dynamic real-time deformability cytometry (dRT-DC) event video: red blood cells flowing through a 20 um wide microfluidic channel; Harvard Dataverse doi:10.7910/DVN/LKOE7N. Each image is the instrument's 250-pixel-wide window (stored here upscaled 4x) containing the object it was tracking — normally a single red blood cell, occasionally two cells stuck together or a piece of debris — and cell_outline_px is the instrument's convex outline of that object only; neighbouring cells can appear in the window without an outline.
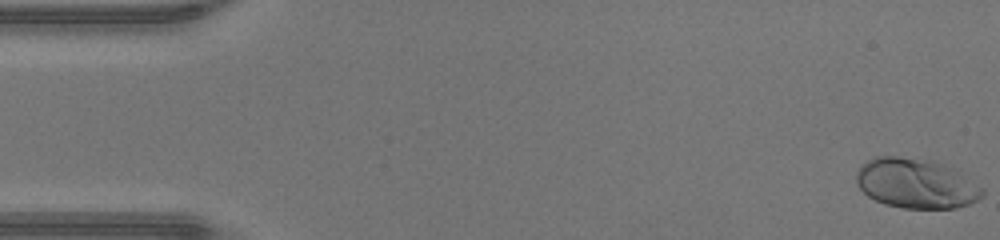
{"species": "human", "species_latin": "Homo sapiens", "temperature_condition": "warm", "stored_images_in_passage": 47, "camera_frame_rate_fps": 3000, "um_per_image_px": 0.085, "donor": {"sex": "male"}, "frame": {"image": 1, "passage_image": 1, "time_ms": 0.0, "image_size_px": [1000, 240], "cell_outline_px": [[984, 196], [968, 204], [956, 208], [904, 208], [884, 204], [868, 196], [860, 188], [856, 180], [856, 172], [868, 160], [876, 156], [896, 156], [932, 160], [956, 168], [984, 188]], "centroid_in_image_um": [77.91, 15.58], "position_along_channel_um": 7.1, "area_um2": 36.82}}
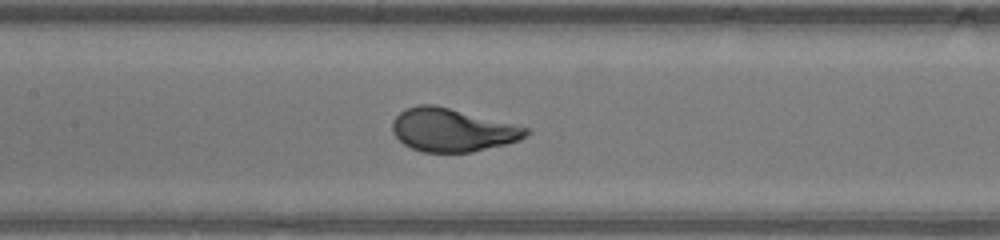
{"frame": {"image": 2, "passage_image": 22, "time_ms": 7.0, "image_size_px": [1000, 240], "cell_outline_px": [[532, 132], [528, 136], [520, 140], [472, 152], [424, 152], [412, 148], [404, 144], [392, 132], [392, 120], [404, 108], [416, 104], [436, 104], [532, 128]], "centroid_in_image_um": [38.48, 11.03], "position_along_channel_um": 168.9, "area_um2": 34.04}}
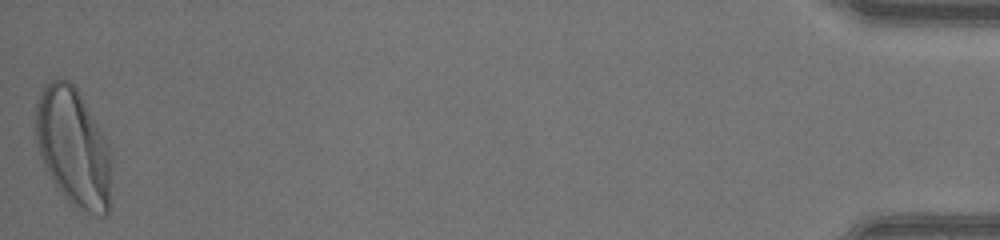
{"frame": {"image": 3, "passage_image": 47, "time_ms": 15.333, "image_size_px": [1000, 240], "cell_outline_px": [[112, 152], [108, 216], [100, 216], [76, 208], [60, 192], [52, 180], [40, 156], [36, 144], [36, 104], [40, 92], [44, 84], [52, 80], [68, 80], [76, 88], [108, 140]], "centroid_in_image_um": [6.26, 12.53], "position_along_channel_um": 428.9, "area_um2": 52.54}, "authors_computed_cell_mechanics": {"area_um2": 34.0442, "velocity_mm_per_s": 4.3965, "shape_relaxation_time_tau1_ms": 1.9021, "shape_relaxation_time_tau2_ms": null, "deformation_change_tau1": 0.1628, "deformation_change_tau2": null}}